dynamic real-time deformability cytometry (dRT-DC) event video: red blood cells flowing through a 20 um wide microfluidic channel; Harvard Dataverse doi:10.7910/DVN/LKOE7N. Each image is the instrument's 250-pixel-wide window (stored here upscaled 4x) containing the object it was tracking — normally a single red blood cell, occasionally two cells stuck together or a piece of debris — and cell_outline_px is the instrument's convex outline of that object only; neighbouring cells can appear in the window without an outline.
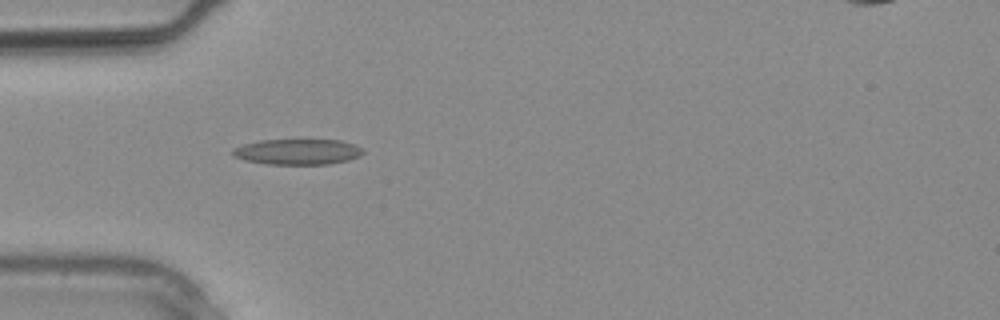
{"species": "common noctule bat (a hibernating species)", "species_latin": "Nyctalus noctula", "temperature_condition": "warm", "stored_images_in_passage": 3, "camera_frame_rate_fps": 3000, "um_per_image_px": 0.085, "animal": {"sex": "male", "body_mass_g": 20.4}, "frame": {"image": 1, "passage_image": 3, "time_ms": 0.667, "image_size_px": [1000, 320], "cell_outline_px": [[364, 152], [360, 156], [348, 160], [328, 164], [268, 164], [244, 160], [232, 156], [232, 148], [244, 144], [260, 140], [340, 140], [352, 144], [360, 148]], "centroid_in_image_um": [25.25, 12.9], "position_along_channel_um": 59.7, "area_um2": 19.36}}